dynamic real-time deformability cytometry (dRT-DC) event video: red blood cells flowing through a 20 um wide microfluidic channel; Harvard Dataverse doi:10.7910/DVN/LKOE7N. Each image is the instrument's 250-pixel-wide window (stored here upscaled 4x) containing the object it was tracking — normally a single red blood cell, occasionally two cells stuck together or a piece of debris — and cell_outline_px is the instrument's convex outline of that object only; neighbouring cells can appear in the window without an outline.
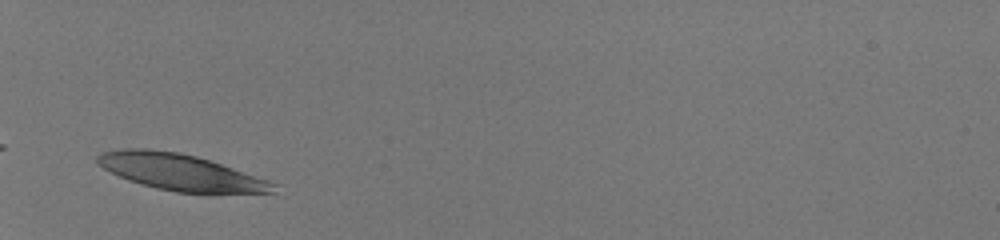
{"species": "human", "species_latin": "Homo sapiens", "temperature_condition": "room temperature", "stored_images_in_passage": 28, "camera_frame_rate_fps": 3000, "um_per_image_px": 0.085, "donor": {"sex": "male"}, "frame": {"image": 1, "passage_image": 1, "time_ms": 0.0, "image_size_px": [1000, 240], "cell_outline_px": [[276, 192], [208, 196], [176, 192], [156, 188], [128, 180], [96, 164], [96, 156], [104, 152], [120, 148], [144, 148], [180, 152], [196, 156], [268, 180], [276, 184]], "centroid_in_image_um": [15.4, 14.68], "position_along_channel_um": 69.6, "area_um2": 37.97}}
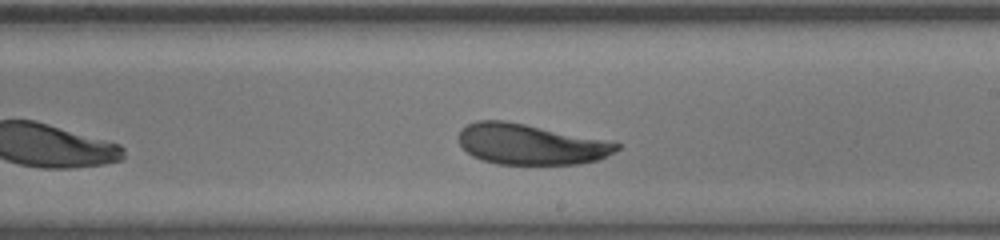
{"frame": {"image": 2, "passage_image": 15, "time_ms": 4.667, "image_size_px": [1000, 240], "cell_outline_px": [[620, 148], [600, 160], [580, 164], [496, 164], [472, 156], [460, 144], [460, 132], [468, 124], [476, 120], [504, 120], [616, 140], [620, 144]], "centroid_in_image_um": [45.21, 12.25], "position_along_channel_um": 243.8, "area_um2": 37.92}}
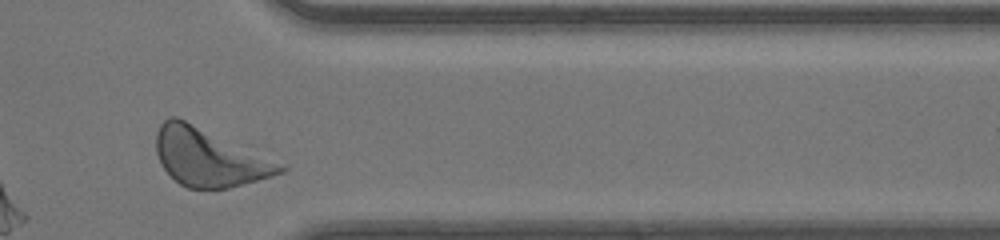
{"frame": {"image": 3, "passage_image": 26, "time_ms": 8.333, "image_size_px": [1000, 240], "cell_outline_px": [[288, 168], [284, 172], [272, 176], [228, 188], [188, 188], [180, 184], [160, 164], [156, 152], [156, 132], [160, 124], [168, 116], [176, 116]], "centroid_in_image_um": [17.68, 13.39], "position_along_channel_um": 393.7, "area_um2": 40.4}, "authors_computed_cell_mechanics": {"area_um2": 38.0324, "velocity_mm_per_s": 4.1109, "shape_relaxation_time_tau1_ms": 3.1866, "shape_relaxation_time_tau2_ms": null, "deformation_change_tau1": 0.1378, "deformation_change_tau2": null}}